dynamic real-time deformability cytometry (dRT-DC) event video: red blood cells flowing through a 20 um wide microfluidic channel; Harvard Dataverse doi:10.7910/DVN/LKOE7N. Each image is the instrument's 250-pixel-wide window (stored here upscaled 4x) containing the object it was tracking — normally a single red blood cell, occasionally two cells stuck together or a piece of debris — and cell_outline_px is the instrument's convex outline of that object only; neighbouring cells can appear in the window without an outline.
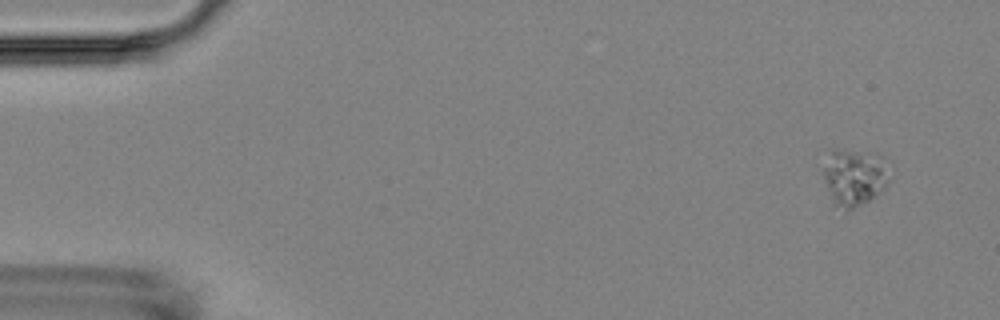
{"species": "Egyptian fruit bat (a non-hibernating species)", "species_latin": "Rousettus aegyptiacus", "temperature_condition": "room temperature", "stored_images_in_passage": 4, "camera_frame_rate_fps": 3000, "um_per_image_px": 0.085, "animal": {"sex": "female"}, "frame": {"image": 1, "passage_image": 1, "time_ms": 0.0, "image_size_px": [1000, 320], "cell_outline_px": [[892, 160], [888, 180], [884, 188], [868, 200], [844, 212], [832, 208], [824, 176], [824, 168], [832, 148], [840, 148], [872, 152], [884, 156]], "centroid_in_image_um": [72.65, 15.03], "position_along_channel_um": 12.3, "area_um2": 22.83}}
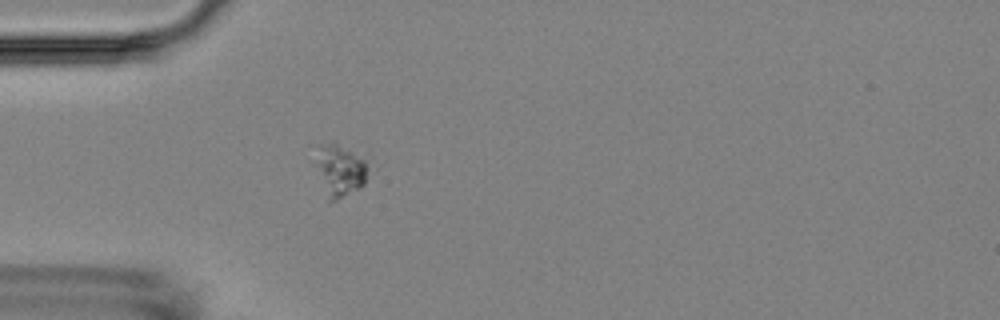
{"frame": {"image": 2, "passage_image": 4, "time_ms": 4.333, "image_size_px": [1000, 320], "cell_outline_px": [[364, 184], [360, 188], [336, 200], [328, 200], [320, 164], [320, 144], [332, 140], [352, 152], [364, 160]], "centroid_in_image_um": [28.94, 14.47], "position_along_channel_um": 56.1, "area_um2": 14.16}}